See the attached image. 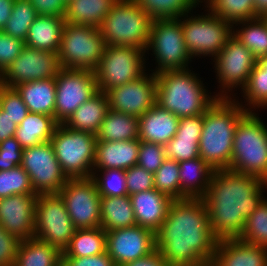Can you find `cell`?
<instances>
[{
  "mask_svg": "<svg viewBox=\"0 0 267 266\" xmlns=\"http://www.w3.org/2000/svg\"><path fill=\"white\" fill-rule=\"evenodd\" d=\"M218 241L203 198L172 200L166 219L155 232V249L170 266L210 264Z\"/></svg>",
  "mask_w": 267,
  "mask_h": 266,
  "instance_id": "cell-1",
  "label": "cell"
},
{
  "mask_svg": "<svg viewBox=\"0 0 267 266\" xmlns=\"http://www.w3.org/2000/svg\"><path fill=\"white\" fill-rule=\"evenodd\" d=\"M267 182L230 169L214 170L203 197L218 240L239 238L247 218L266 197Z\"/></svg>",
  "mask_w": 267,
  "mask_h": 266,
  "instance_id": "cell-2",
  "label": "cell"
},
{
  "mask_svg": "<svg viewBox=\"0 0 267 266\" xmlns=\"http://www.w3.org/2000/svg\"><path fill=\"white\" fill-rule=\"evenodd\" d=\"M246 113L234 98H218L204 113L199 156L213 170L229 169L235 129Z\"/></svg>",
  "mask_w": 267,
  "mask_h": 266,
  "instance_id": "cell-3",
  "label": "cell"
},
{
  "mask_svg": "<svg viewBox=\"0 0 267 266\" xmlns=\"http://www.w3.org/2000/svg\"><path fill=\"white\" fill-rule=\"evenodd\" d=\"M198 75L191 68L157 74L156 104L178 118L204 114L218 97Z\"/></svg>",
  "mask_w": 267,
  "mask_h": 266,
  "instance_id": "cell-4",
  "label": "cell"
},
{
  "mask_svg": "<svg viewBox=\"0 0 267 266\" xmlns=\"http://www.w3.org/2000/svg\"><path fill=\"white\" fill-rule=\"evenodd\" d=\"M261 119L247 112L237 123L229 169L267 182V125Z\"/></svg>",
  "mask_w": 267,
  "mask_h": 266,
  "instance_id": "cell-5",
  "label": "cell"
},
{
  "mask_svg": "<svg viewBox=\"0 0 267 266\" xmlns=\"http://www.w3.org/2000/svg\"><path fill=\"white\" fill-rule=\"evenodd\" d=\"M152 22L134 0H118L98 28L106 45L146 51Z\"/></svg>",
  "mask_w": 267,
  "mask_h": 266,
  "instance_id": "cell-6",
  "label": "cell"
},
{
  "mask_svg": "<svg viewBox=\"0 0 267 266\" xmlns=\"http://www.w3.org/2000/svg\"><path fill=\"white\" fill-rule=\"evenodd\" d=\"M96 141V135L91 132L77 131L58 124L50 143L69 179L92 177Z\"/></svg>",
  "mask_w": 267,
  "mask_h": 266,
  "instance_id": "cell-7",
  "label": "cell"
},
{
  "mask_svg": "<svg viewBox=\"0 0 267 266\" xmlns=\"http://www.w3.org/2000/svg\"><path fill=\"white\" fill-rule=\"evenodd\" d=\"M146 52L147 59L149 54L154 56L152 61L155 60L156 67L149 71L155 75L165 71L189 69L193 61L184 42L179 19L153 20Z\"/></svg>",
  "mask_w": 267,
  "mask_h": 266,
  "instance_id": "cell-8",
  "label": "cell"
},
{
  "mask_svg": "<svg viewBox=\"0 0 267 266\" xmlns=\"http://www.w3.org/2000/svg\"><path fill=\"white\" fill-rule=\"evenodd\" d=\"M205 14H193L194 11L179 18L182 23L184 42L192 56L211 57V61L232 36V24L217 17L206 7ZM194 15V16H193Z\"/></svg>",
  "mask_w": 267,
  "mask_h": 266,
  "instance_id": "cell-9",
  "label": "cell"
},
{
  "mask_svg": "<svg viewBox=\"0 0 267 266\" xmlns=\"http://www.w3.org/2000/svg\"><path fill=\"white\" fill-rule=\"evenodd\" d=\"M105 47L98 27L65 22L58 52L60 67L95 71Z\"/></svg>",
  "mask_w": 267,
  "mask_h": 266,
  "instance_id": "cell-10",
  "label": "cell"
},
{
  "mask_svg": "<svg viewBox=\"0 0 267 266\" xmlns=\"http://www.w3.org/2000/svg\"><path fill=\"white\" fill-rule=\"evenodd\" d=\"M212 62H214L212 63L214 64L213 72L216 73L218 80L216 82L220 84L217 87L219 92L216 90L217 92L213 94L218 98L233 99L237 98L235 90L241 91L246 86L257 59L232 35Z\"/></svg>",
  "mask_w": 267,
  "mask_h": 266,
  "instance_id": "cell-11",
  "label": "cell"
},
{
  "mask_svg": "<svg viewBox=\"0 0 267 266\" xmlns=\"http://www.w3.org/2000/svg\"><path fill=\"white\" fill-rule=\"evenodd\" d=\"M146 51L134 47L106 45L95 76L98 91L107 92L113 87L134 81L147 69Z\"/></svg>",
  "mask_w": 267,
  "mask_h": 266,
  "instance_id": "cell-12",
  "label": "cell"
},
{
  "mask_svg": "<svg viewBox=\"0 0 267 266\" xmlns=\"http://www.w3.org/2000/svg\"><path fill=\"white\" fill-rule=\"evenodd\" d=\"M75 230L59 193L38 194L34 223L35 238L63 252L74 236Z\"/></svg>",
  "mask_w": 267,
  "mask_h": 266,
  "instance_id": "cell-13",
  "label": "cell"
},
{
  "mask_svg": "<svg viewBox=\"0 0 267 266\" xmlns=\"http://www.w3.org/2000/svg\"><path fill=\"white\" fill-rule=\"evenodd\" d=\"M55 121L64 124L81 104L98 92L95 72L60 68L55 77Z\"/></svg>",
  "mask_w": 267,
  "mask_h": 266,
  "instance_id": "cell-14",
  "label": "cell"
},
{
  "mask_svg": "<svg viewBox=\"0 0 267 266\" xmlns=\"http://www.w3.org/2000/svg\"><path fill=\"white\" fill-rule=\"evenodd\" d=\"M21 167L29 175L36 194L59 193L69 180L50 142L23 148Z\"/></svg>",
  "mask_w": 267,
  "mask_h": 266,
  "instance_id": "cell-15",
  "label": "cell"
},
{
  "mask_svg": "<svg viewBox=\"0 0 267 266\" xmlns=\"http://www.w3.org/2000/svg\"><path fill=\"white\" fill-rule=\"evenodd\" d=\"M59 195L76 229L101 227V196L92 178L69 179Z\"/></svg>",
  "mask_w": 267,
  "mask_h": 266,
  "instance_id": "cell-16",
  "label": "cell"
},
{
  "mask_svg": "<svg viewBox=\"0 0 267 266\" xmlns=\"http://www.w3.org/2000/svg\"><path fill=\"white\" fill-rule=\"evenodd\" d=\"M60 68L58 53L25 46L0 75V84L14 88L22 83L55 78Z\"/></svg>",
  "mask_w": 267,
  "mask_h": 266,
  "instance_id": "cell-17",
  "label": "cell"
},
{
  "mask_svg": "<svg viewBox=\"0 0 267 266\" xmlns=\"http://www.w3.org/2000/svg\"><path fill=\"white\" fill-rule=\"evenodd\" d=\"M147 71L134 81L108 90L109 108L138 118L151 109L156 104L157 78Z\"/></svg>",
  "mask_w": 267,
  "mask_h": 266,
  "instance_id": "cell-18",
  "label": "cell"
},
{
  "mask_svg": "<svg viewBox=\"0 0 267 266\" xmlns=\"http://www.w3.org/2000/svg\"><path fill=\"white\" fill-rule=\"evenodd\" d=\"M155 250V233L134 225L106 232V251L115 266L145 257Z\"/></svg>",
  "mask_w": 267,
  "mask_h": 266,
  "instance_id": "cell-19",
  "label": "cell"
},
{
  "mask_svg": "<svg viewBox=\"0 0 267 266\" xmlns=\"http://www.w3.org/2000/svg\"><path fill=\"white\" fill-rule=\"evenodd\" d=\"M37 196L16 194L0 199V224L19 240L34 237Z\"/></svg>",
  "mask_w": 267,
  "mask_h": 266,
  "instance_id": "cell-20",
  "label": "cell"
},
{
  "mask_svg": "<svg viewBox=\"0 0 267 266\" xmlns=\"http://www.w3.org/2000/svg\"><path fill=\"white\" fill-rule=\"evenodd\" d=\"M211 266H267V247L245 243L238 238L219 240Z\"/></svg>",
  "mask_w": 267,
  "mask_h": 266,
  "instance_id": "cell-21",
  "label": "cell"
},
{
  "mask_svg": "<svg viewBox=\"0 0 267 266\" xmlns=\"http://www.w3.org/2000/svg\"><path fill=\"white\" fill-rule=\"evenodd\" d=\"M136 225L154 233L166 219L172 199L164 193L151 189L130 195Z\"/></svg>",
  "mask_w": 267,
  "mask_h": 266,
  "instance_id": "cell-22",
  "label": "cell"
},
{
  "mask_svg": "<svg viewBox=\"0 0 267 266\" xmlns=\"http://www.w3.org/2000/svg\"><path fill=\"white\" fill-rule=\"evenodd\" d=\"M139 139L128 141H96L93 170H127L137 164Z\"/></svg>",
  "mask_w": 267,
  "mask_h": 266,
  "instance_id": "cell-23",
  "label": "cell"
},
{
  "mask_svg": "<svg viewBox=\"0 0 267 266\" xmlns=\"http://www.w3.org/2000/svg\"><path fill=\"white\" fill-rule=\"evenodd\" d=\"M178 125L177 116L155 104L139 117L138 139L165 146L176 135Z\"/></svg>",
  "mask_w": 267,
  "mask_h": 266,
  "instance_id": "cell-24",
  "label": "cell"
},
{
  "mask_svg": "<svg viewBox=\"0 0 267 266\" xmlns=\"http://www.w3.org/2000/svg\"><path fill=\"white\" fill-rule=\"evenodd\" d=\"M64 24V17L38 15L29 28L25 46L58 53Z\"/></svg>",
  "mask_w": 267,
  "mask_h": 266,
  "instance_id": "cell-25",
  "label": "cell"
},
{
  "mask_svg": "<svg viewBox=\"0 0 267 266\" xmlns=\"http://www.w3.org/2000/svg\"><path fill=\"white\" fill-rule=\"evenodd\" d=\"M180 199L203 198L214 170L200 157L178 162Z\"/></svg>",
  "mask_w": 267,
  "mask_h": 266,
  "instance_id": "cell-26",
  "label": "cell"
},
{
  "mask_svg": "<svg viewBox=\"0 0 267 266\" xmlns=\"http://www.w3.org/2000/svg\"><path fill=\"white\" fill-rule=\"evenodd\" d=\"M14 88L21 95L29 112L45 114L55 119V78L22 83Z\"/></svg>",
  "mask_w": 267,
  "mask_h": 266,
  "instance_id": "cell-27",
  "label": "cell"
},
{
  "mask_svg": "<svg viewBox=\"0 0 267 266\" xmlns=\"http://www.w3.org/2000/svg\"><path fill=\"white\" fill-rule=\"evenodd\" d=\"M109 110L108 96L98 91L92 98L77 108L64 125L77 131L97 134Z\"/></svg>",
  "mask_w": 267,
  "mask_h": 266,
  "instance_id": "cell-28",
  "label": "cell"
},
{
  "mask_svg": "<svg viewBox=\"0 0 267 266\" xmlns=\"http://www.w3.org/2000/svg\"><path fill=\"white\" fill-rule=\"evenodd\" d=\"M58 126L54 117L41 113L29 112L25 119L17 125L14 137L22 148L50 142Z\"/></svg>",
  "mask_w": 267,
  "mask_h": 266,
  "instance_id": "cell-29",
  "label": "cell"
},
{
  "mask_svg": "<svg viewBox=\"0 0 267 266\" xmlns=\"http://www.w3.org/2000/svg\"><path fill=\"white\" fill-rule=\"evenodd\" d=\"M118 0H74L66 5L65 22L99 27Z\"/></svg>",
  "mask_w": 267,
  "mask_h": 266,
  "instance_id": "cell-30",
  "label": "cell"
},
{
  "mask_svg": "<svg viewBox=\"0 0 267 266\" xmlns=\"http://www.w3.org/2000/svg\"><path fill=\"white\" fill-rule=\"evenodd\" d=\"M100 207L101 228L105 232L136 225L129 195L101 197Z\"/></svg>",
  "mask_w": 267,
  "mask_h": 266,
  "instance_id": "cell-31",
  "label": "cell"
},
{
  "mask_svg": "<svg viewBox=\"0 0 267 266\" xmlns=\"http://www.w3.org/2000/svg\"><path fill=\"white\" fill-rule=\"evenodd\" d=\"M240 93L241 97L243 96L244 98V102L241 99L239 101V97L234 99L247 112H258L260 108L267 109V56L257 60L255 67L249 75L246 86Z\"/></svg>",
  "mask_w": 267,
  "mask_h": 266,
  "instance_id": "cell-32",
  "label": "cell"
},
{
  "mask_svg": "<svg viewBox=\"0 0 267 266\" xmlns=\"http://www.w3.org/2000/svg\"><path fill=\"white\" fill-rule=\"evenodd\" d=\"M139 118L109 108L96 134L97 141H128L138 139Z\"/></svg>",
  "mask_w": 267,
  "mask_h": 266,
  "instance_id": "cell-33",
  "label": "cell"
},
{
  "mask_svg": "<svg viewBox=\"0 0 267 266\" xmlns=\"http://www.w3.org/2000/svg\"><path fill=\"white\" fill-rule=\"evenodd\" d=\"M62 259V252L35 237L21 240L14 266H55Z\"/></svg>",
  "mask_w": 267,
  "mask_h": 266,
  "instance_id": "cell-34",
  "label": "cell"
},
{
  "mask_svg": "<svg viewBox=\"0 0 267 266\" xmlns=\"http://www.w3.org/2000/svg\"><path fill=\"white\" fill-rule=\"evenodd\" d=\"M232 26V35L244 44L257 60L267 56V17L239 21Z\"/></svg>",
  "mask_w": 267,
  "mask_h": 266,
  "instance_id": "cell-35",
  "label": "cell"
},
{
  "mask_svg": "<svg viewBox=\"0 0 267 266\" xmlns=\"http://www.w3.org/2000/svg\"><path fill=\"white\" fill-rule=\"evenodd\" d=\"M106 252V232L101 227L76 229L62 257H88Z\"/></svg>",
  "mask_w": 267,
  "mask_h": 266,
  "instance_id": "cell-36",
  "label": "cell"
},
{
  "mask_svg": "<svg viewBox=\"0 0 267 266\" xmlns=\"http://www.w3.org/2000/svg\"><path fill=\"white\" fill-rule=\"evenodd\" d=\"M153 20L179 19L196 10L200 0H134Z\"/></svg>",
  "mask_w": 267,
  "mask_h": 266,
  "instance_id": "cell-37",
  "label": "cell"
},
{
  "mask_svg": "<svg viewBox=\"0 0 267 266\" xmlns=\"http://www.w3.org/2000/svg\"><path fill=\"white\" fill-rule=\"evenodd\" d=\"M204 7L230 24L256 18L254 0H202Z\"/></svg>",
  "mask_w": 267,
  "mask_h": 266,
  "instance_id": "cell-38",
  "label": "cell"
},
{
  "mask_svg": "<svg viewBox=\"0 0 267 266\" xmlns=\"http://www.w3.org/2000/svg\"><path fill=\"white\" fill-rule=\"evenodd\" d=\"M38 16L29 0H14L12 14L3 32L25 42L30 26Z\"/></svg>",
  "mask_w": 267,
  "mask_h": 266,
  "instance_id": "cell-39",
  "label": "cell"
},
{
  "mask_svg": "<svg viewBox=\"0 0 267 266\" xmlns=\"http://www.w3.org/2000/svg\"><path fill=\"white\" fill-rule=\"evenodd\" d=\"M239 240L262 247H267V197L247 218Z\"/></svg>",
  "mask_w": 267,
  "mask_h": 266,
  "instance_id": "cell-40",
  "label": "cell"
},
{
  "mask_svg": "<svg viewBox=\"0 0 267 266\" xmlns=\"http://www.w3.org/2000/svg\"><path fill=\"white\" fill-rule=\"evenodd\" d=\"M91 178L95 181L101 197L128 195L125 170H93Z\"/></svg>",
  "mask_w": 267,
  "mask_h": 266,
  "instance_id": "cell-41",
  "label": "cell"
},
{
  "mask_svg": "<svg viewBox=\"0 0 267 266\" xmlns=\"http://www.w3.org/2000/svg\"><path fill=\"white\" fill-rule=\"evenodd\" d=\"M179 164L171 158H165L161 167L154 173V187L172 200L180 199Z\"/></svg>",
  "mask_w": 267,
  "mask_h": 266,
  "instance_id": "cell-42",
  "label": "cell"
},
{
  "mask_svg": "<svg viewBox=\"0 0 267 266\" xmlns=\"http://www.w3.org/2000/svg\"><path fill=\"white\" fill-rule=\"evenodd\" d=\"M16 194L38 195L31 186L29 175L21 166L0 171V199Z\"/></svg>",
  "mask_w": 267,
  "mask_h": 266,
  "instance_id": "cell-43",
  "label": "cell"
},
{
  "mask_svg": "<svg viewBox=\"0 0 267 266\" xmlns=\"http://www.w3.org/2000/svg\"><path fill=\"white\" fill-rule=\"evenodd\" d=\"M0 107L16 125H19L29 113L27 106L17 90L1 84Z\"/></svg>",
  "mask_w": 267,
  "mask_h": 266,
  "instance_id": "cell-44",
  "label": "cell"
},
{
  "mask_svg": "<svg viewBox=\"0 0 267 266\" xmlns=\"http://www.w3.org/2000/svg\"><path fill=\"white\" fill-rule=\"evenodd\" d=\"M165 157L177 162L190 160L199 156V141L194 138L174 136L165 146Z\"/></svg>",
  "mask_w": 267,
  "mask_h": 266,
  "instance_id": "cell-45",
  "label": "cell"
},
{
  "mask_svg": "<svg viewBox=\"0 0 267 266\" xmlns=\"http://www.w3.org/2000/svg\"><path fill=\"white\" fill-rule=\"evenodd\" d=\"M165 158L163 145L140 141L137 165L154 174L161 167Z\"/></svg>",
  "mask_w": 267,
  "mask_h": 266,
  "instance_id": "cell-46",
  "label": "cell"
},
{
  "mask_svg": "<svg viewBox=\"0 0 267 266\" xmlns=\"http://www.w3.org/2000/svg\"><path fill=\"white\" fill-rule=\"evenodd\" d=\"M126 187L128 195L155 189L154 174L148 172L139 165H134L125 170Z\"/></svg>",
  "mask_w": 267,
  "mask_h": 266,
  "instance_id": "cell-47",
  "label": "cell"
},
{
  "mask_svg": "<svg viewBox=\"0 0 267 266\" xmlns=\"http://www.w3.org/2000/svg\"><path fill=\"white\" fill-rule=\"evenodd\" d=\"M25 42L0 31V75L21 54Z\"/></svg>",
  "mask_w": 267,
  "mask_h": 266,
  "instance_id": "cell-48",
  "label": "cell"
},
{
  "mask_svg": "<svg viewBox=\"0 0 267 266\" xmlns=\"http://www.w3.org/2000/svg\"><path fill=\"white\" fill-rule=\"evenodd\" d=\"M23 148L13 136L0 143V171L21 166Z\"/></svg>",
  "mask_w": 267,
  "mask_h": 266,
  "instance_id": "cell-49",
  "label": "cell"
},
{
  "mask_svg": "<svg viewBox=\"0 0 267 266\" xmlns=\"http://www.w3.org/2000/svg\"><path fill=\"white\" fill-rule=\"evenodd\" d=\"M20 241L0 224V266H14Z\"/></svg>",
  "mask_w": 267,
  "mask_h": 266,
  "instance_id": "cell-50",
  "label": "cell"
},
{
  "mask_svg": "<svg viewBox=\"0 0 267 266\" xmlns=\"http://www.w3.org/2000/svg\"><path fill=\"white\" fill-rule=\"evenodd\" d=\"M204 114L179 118L176 137L194 138L200 142L203 130Z\"/></svg>",
  "mask_w": 267,
  "mask_h": 266,
  "instance_id": "cell-51",
  "label": "cell"
},
{
  "mask_svg": "<svg viewBox=\"0 0 267 266\" xmlns=\"http://www.w3.org/2000/svg\"><path fill=\"white\" fill-rule=\"evenodd\" d=\"M39 16L64 17L66 5L63 0H29Z\"/></svg>",
  "mask_w": 267,
  "mask_h": 266,
  "instance_id": "cell-52",
  "label": "cell"
},
{
  "mask_svg": "<svg viewBox=\"0 0 267 266\" xmlns=\"http://www.w3.org/2000/svg\"><path fill=\"white\" fill-rule=\"evenodd\" d=\"M67 266H115L107 251L88 257H62Z\"/></svg>",
  "mask_w": 267,
  "mask_h": 266,
  "instance_id": "cell-53",
  "label": "cell"
},
{
  "mask_svg": "<svg viewBox=\"0 0 267 266\" xmlns=\"http://www.w3.org/2000/svg\"><path fill=\"white\" fill-rule=\"evenodd\" d=\"M122 266H170L162 257L160 252L155 249L149 255L138 258L137 260L125 263Z\"/></svg>",
  "mask_w": 267,
  "mask_h": 266,
  "instance_id": "cell-54",
  "label": "cell"
},
{
  "mask_svg": "<svg viewBox=\"0 0 267 266\" xmlns=\"http://www.w3.org/2000/svg\"><path fill=\"white\" fill-rule=\"evenodd\" d=\"M17 125L0 107V143L15 135Z\"/></svg>",
  "mask_w": 267,
  "mask_h": 266,
  "instance_id": "cell-55",
  "label": "cell"
},
{
  "mask_svg": "<svg viewBox=\"0 0 267 266\" xmlns=\"http://www.w3.org/2000/svg\"><path fill=\"white\" fill-rule=\"evenodd\" d=\"M14 0H0V31L6 25V22L12 14Z\"/></svg>",
  "mask_w": 267,
  "mask_h": 266,
  "instance_id": "cell-56",
  "label": "cell"
},
{
  "mask_svg": "<svg viewBox=\"0 0 267 266\" xmlns=\"http://www.w3.org/2000/svg\"><path fill=\"white\" fill-rule=\"evenodd\" d=\"M256 17H267V0H254Z\"/></svg>",
  "mask_w": 267,
  "mask_h": 266,
  "instance_id": "cell-57",
  "label": "cell"
},
{
  "mask_svg": "<svg viewBox=\"0 0 267 266\" xmlns=\"http://www.w3.org/2000/svg\"><path fill=\"white\" fill-rule=\"evenodd\" d=\"M57 266H67L63 260L61 259L58 263H57Z\"/></svg>",
  "mask_w": 267,
  "mask_h": 266,
  "instance_id": "cell-58",
  "label": "cell"
},
{
  "mask_svg": "<svg viewBox=\"0 0 267 266\" xmlns=\"http://www.w3.org/2000/svg\"><path fill=\"white\" fill-rule=\"evenodd\" d=\"M72 1H74V0H63V2H64L65 5H68V4L71 3Z\"/></svg>",
  "mask_w": 267,
  "mask_h": 266,
  "instance_id": "cell-59",
  "label": "cell"
}]
</instances>
